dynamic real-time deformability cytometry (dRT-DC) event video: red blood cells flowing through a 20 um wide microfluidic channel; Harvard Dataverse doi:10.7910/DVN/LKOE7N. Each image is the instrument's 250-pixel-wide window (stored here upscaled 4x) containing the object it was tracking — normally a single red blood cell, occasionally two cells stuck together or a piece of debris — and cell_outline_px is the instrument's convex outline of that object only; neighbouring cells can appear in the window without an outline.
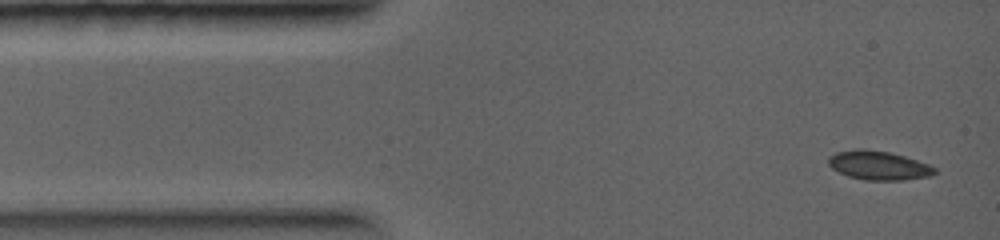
{"species": "common noctule bat (a hibernating species)", "species_latin": "Nyctalus noctula", "temperature_condition": "warm", "stored_images_in_passage": 28, "camera_frame_rate_fps": 5000, "um_per_image_px": 0.085, "animal": {"sex": "female", "body_mass_g": 19.0, "forearm_length_mm": 56.7}, "frame": {"image": 1, "passage_image": 1, "time_ms": 0.0, "image_size_px": [1000, 240], "cell_outline_px": [[936, 172], [928, 176], [904, 180], [864, 180], [848, 176], [832, 168], [828, 164], [828, 156], [836, 152], [856, 148], [860, 148], [888, 152], [904, 156], [928, 164], [936, 168]], "centroid_in_image_um": [74.64, 14.05], "position_along_channel_um": 10.4, "area_um2": 17.86}}
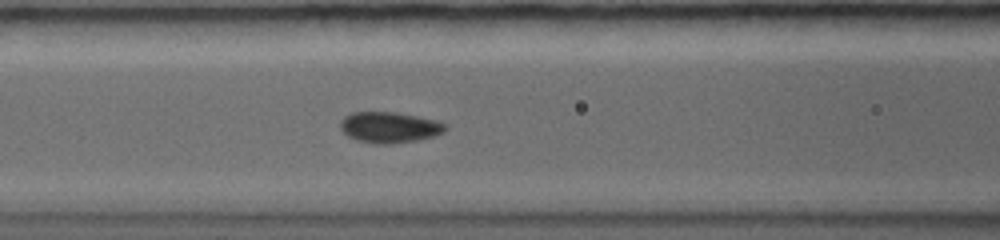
{"frame": {"image": 2, "passage_image": 11, "time_ms": 3.6, "image_size_px": [1000, 240], "cell_outline_px": [[444, 132], [432, 136], [416, 140], [392, 144], [376, 144], [356, 140], [348, 136], [340, 128], [340, 120], [344, 116], [352, 112], [396, 112], [436, 120], [444, 124]], "centroid_in_image_um": [33.04, 10.82], "position_along_channel_um": 133.6, "area_um2": 18.79}}
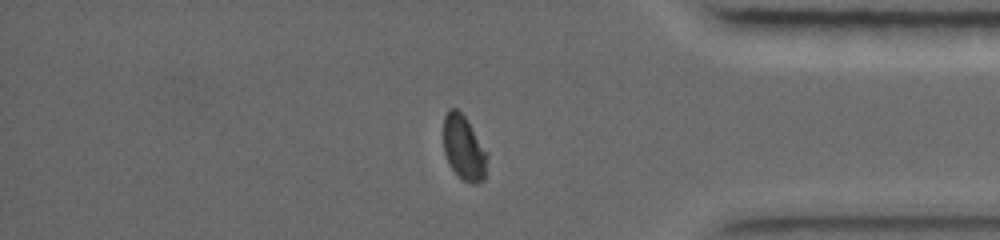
{"frame": {"image": 3, "passage_image": 23, "time_ms": 8.8, "image_size_px": [1000, 240], "cell_outline_px": [[488, 156], [484, 180], [472, 184], [464, 180], [448, 164], [444, 152], [444, 116], [448, 108], [456, 108], [464, 116], [488, 152]], "centroid_in_image_um": [39.43, 12.57], "position_along_channel_um": 395.8, "area_um2": 16.42}}